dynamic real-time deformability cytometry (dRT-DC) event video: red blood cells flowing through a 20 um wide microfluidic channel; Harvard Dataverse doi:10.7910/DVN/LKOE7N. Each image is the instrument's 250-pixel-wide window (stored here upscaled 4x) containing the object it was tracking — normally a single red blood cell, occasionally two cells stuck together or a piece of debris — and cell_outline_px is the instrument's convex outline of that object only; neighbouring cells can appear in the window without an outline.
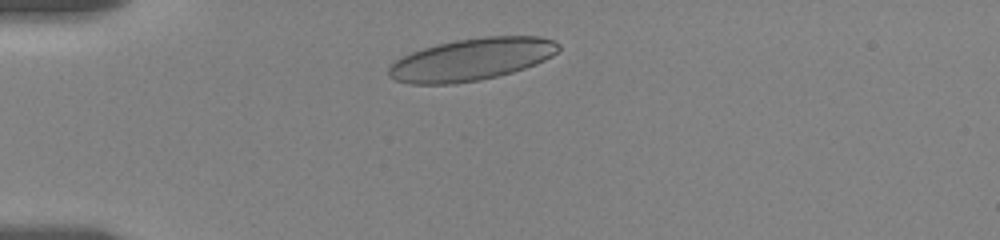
{"species": "human", "species_latin": "Homo sapiens", "temperature_condition": "room temperature", "stored_images_in_passage": 40, "camera_frame_rate_fps": 3000, "um_per_image_px": 0.085, "donor": {"sex": "female"}, "frame": {"image": 1, "passage_image": 5, "time_ms": 1.333, "image_size_px": [1000, 240], "cell_outline_px": [[560, 48], [552, 56], [536, 64], [512, 72], [480, 80], [452, 84], [408, 84], [396, 80], [388, 76], [388, 68], [396, 60], [412, 52], [436, 44], [456, 40], [484, 36], [540, 36], [552, 40], [560, 44]], "centroid_in_image_um": [40.08, 5.05], "position_along_channel_um": 44.9, "area_um2": 41.67}}
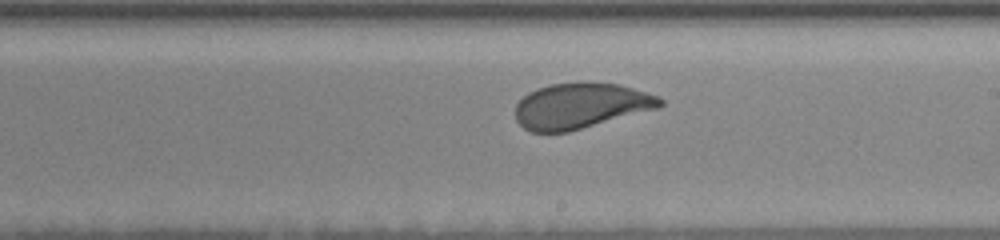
{"frame": {"image": 2, "passage_image": 24, "time_ms": 7.667, "image_size_px": [1000, 240], "cell_outline_px": [[664, 104], [660, 108], [568, 132], [532, 132], [524, 128], [516, 120], [516, 104], [528, 92], [552, 84], [580, 80], [588, 80], [620, 84], [660, 96], [664, 100]], "centroid_in_image_um": [49.41, 8.96], "position_along_channel_um": 239.6, "area_um2": 39.07}}
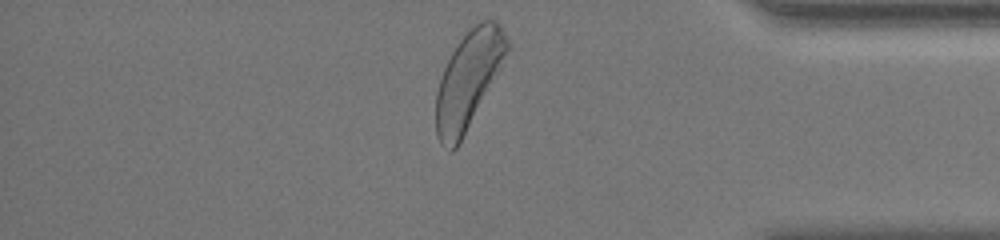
{"frame": {"image": 3, "passage_image": 39, "time_ms": 12.667, "image_size_px": [1000, 240], "cell_outline_px": [[512, 44], [500, 68], [456, 148], [452, 152], [440, 144], [436, 136], [436, 92], [444, 68], [452, 52], [460, 40], [480, 20], [496, 20], [500, 24]], "centroid_in_image_um": [39.82, 6.76], "position_along_channel_um": 395.4, "area_um2": 39.42}, "authors_computed_cell_mechanics": {"area_um2": 39.6797, "velocity_mm_per_s": 3.5128, "shape_relaxation_time_tau1_ms": 2.4924, "shape_relaxation_time_tau2_ms": null, "deformation_change_tau1": 0.1101, "deformation_change_tau2": null}}